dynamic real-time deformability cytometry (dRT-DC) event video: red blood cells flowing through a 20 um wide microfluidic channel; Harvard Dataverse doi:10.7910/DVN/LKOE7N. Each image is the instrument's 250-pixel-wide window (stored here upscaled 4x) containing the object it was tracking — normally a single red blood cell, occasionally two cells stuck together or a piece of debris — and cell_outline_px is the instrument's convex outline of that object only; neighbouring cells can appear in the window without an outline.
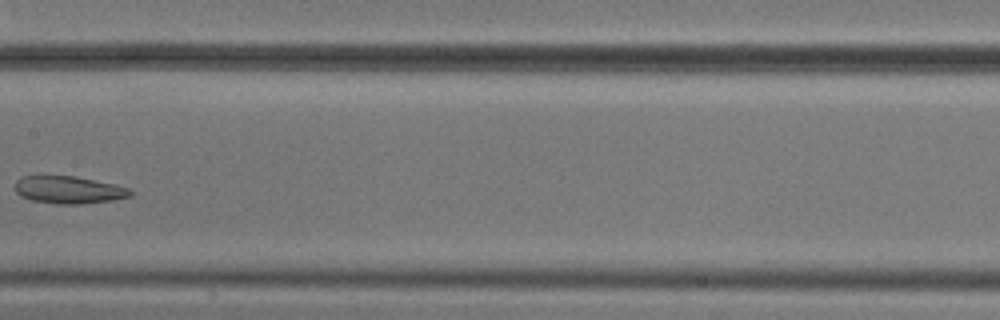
{"species": "common noctule bat (a hibernating species)", "species_latin": "Nyctalus noctula", "temperature_condition": "cold", "stored_images_in_passage": 8, "camera_frame_rate_fps": 3000, "um_per_image_px": 0.085, "animal": {"sex": "male", "body_mass_g": 20.5, "forearm_length_mm": 52.5}, "frame": {"image": 1, "passage_image": 7, "time_ms": 7.0, "image_size_px": [1000, 320], "cell_outline_px": [[132, 192], [128, 196], [112, 200], [84, 204], [56, 204], [32, 200], [20, 196], [16, 192], [16, 180], [20, 176], [76, 176], [132, 188]], "centroid_in_image_um": [5.83, 16.14], "position_along_channel_um": 201.6, "area_um2": 18.44}}
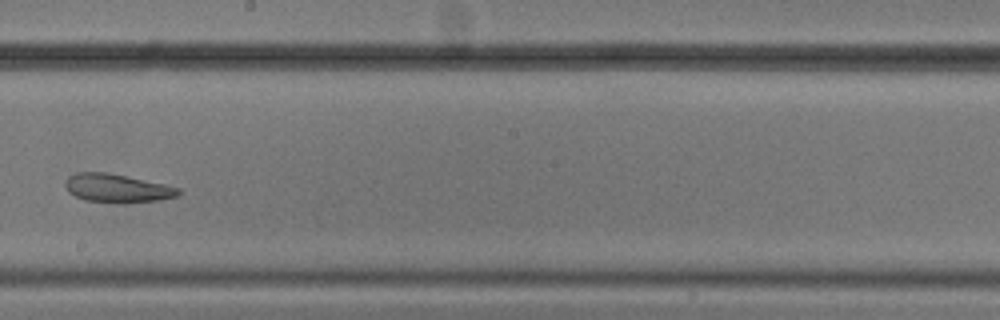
{"frame": {"image": 2, "passage_image": 8, "time_ms": 8.0, "image_size_px": [1000, 320], "cell_outline_px": [[180, 192], [176, 196], [160, 200], [124, 204], [116, 204], [84, 200], [68, 192], [64, 184], [64, 180], [68, 176], [76, 172], [108, 172], [164, 184], [180, 188]], "centroid_in_image_um": [9.92, 16.01], "position_along_channel_um": 238.3, "area_um2": 19.13}}